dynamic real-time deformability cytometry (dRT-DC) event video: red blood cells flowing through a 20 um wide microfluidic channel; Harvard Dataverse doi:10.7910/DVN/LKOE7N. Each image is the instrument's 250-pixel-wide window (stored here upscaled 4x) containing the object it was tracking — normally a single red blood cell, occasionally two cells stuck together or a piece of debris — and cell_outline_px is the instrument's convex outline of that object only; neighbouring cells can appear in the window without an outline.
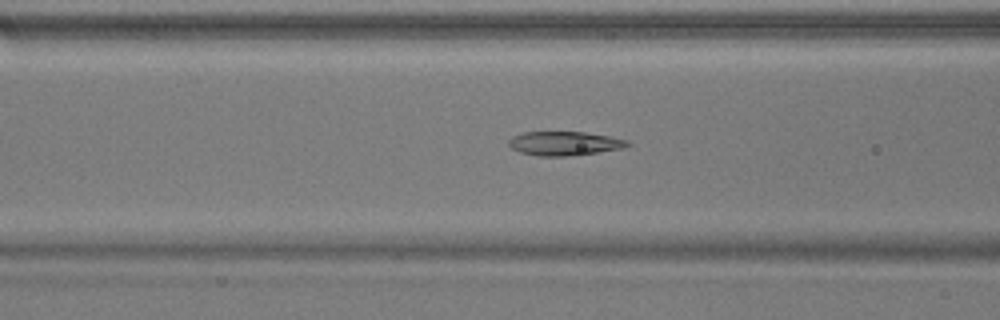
{"species": "common noctule bat (a hibernating species)", "species_latin": "Nyctalus noctula", "temperature_condition": "warm", "stored_images_in_passage": 53, "camera_frame_rate_fps": 3000, "um_per_image_px": 0.085, "animal": {"sex": "male", "body_mass_g": 17.9}, "frame": {"image": 1, "passage_image": 21, "time_ms": 6.667, "image_size_px": [1000, 320], "cell_outline_px": [[632, 144], [624, 148], [596, 152], [564, 156], [540, 156], [520, 152], [512, 148], [508, 144], [508, 140], [512, 136], [524, 132], [584, 132], [608, 136], [628, 140]], "centroid_in_image_um": [47.97, 12.18], "position_along_channel_um": 118.6, "area_um2": 16.47}}
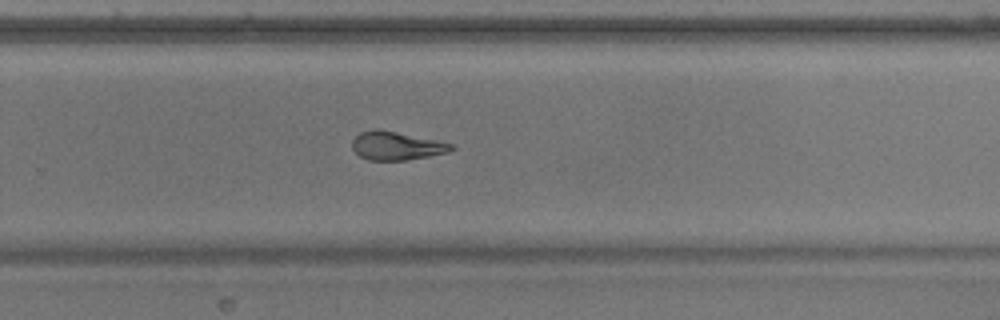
{"frame": {"image": 2, "passage_image": 35, "time_ms": 11.333, "image_size_px": [1000, 320], "cell_outline_px": [[456, 148], [448, 152], [428, 156], [404, 160], [368, 160], [360, 156], [352, 148], [352, 140], [360, 132], [376, 128], [396, 132], [452, 144]], "centroid_in_image_um": [33.65, 12.39], "position_along_channel_um": 296.1, "area_um2": 16.13}}
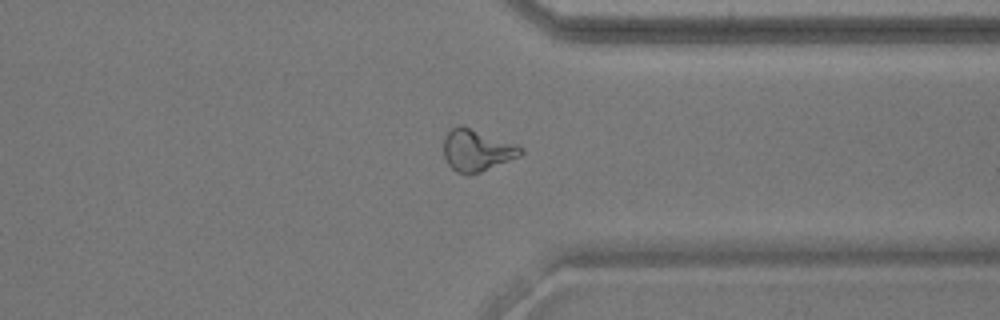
{"frame": {"image": 3, "passage_image": 41, "time_ms": 13.333, "image_size_px": [1000, 320], "cell_outline_px": [[524, 152], [520, 156], [480, 172], [456, 172], [448, 164], [444, 156], [444, 136], [452, 128], [460, 124], [516, 144], [524, 148]], "centroid_in_image_um": [40.54, 12.75], "position_along_channel_um": 370.9, "area_um2": 18.44}, "authors_computed_cell_mechanics": {"area_um2": 18.2648, "velocity_mm_per_s": 3.8081, "shape_relaxation_time_tau1_ms": 9.4397, "shape_relaxation_time_tau2_ms": 4.4129, "deformation_change_tau1": 0.2843, "deformation_change_tau2": 0.1053}}